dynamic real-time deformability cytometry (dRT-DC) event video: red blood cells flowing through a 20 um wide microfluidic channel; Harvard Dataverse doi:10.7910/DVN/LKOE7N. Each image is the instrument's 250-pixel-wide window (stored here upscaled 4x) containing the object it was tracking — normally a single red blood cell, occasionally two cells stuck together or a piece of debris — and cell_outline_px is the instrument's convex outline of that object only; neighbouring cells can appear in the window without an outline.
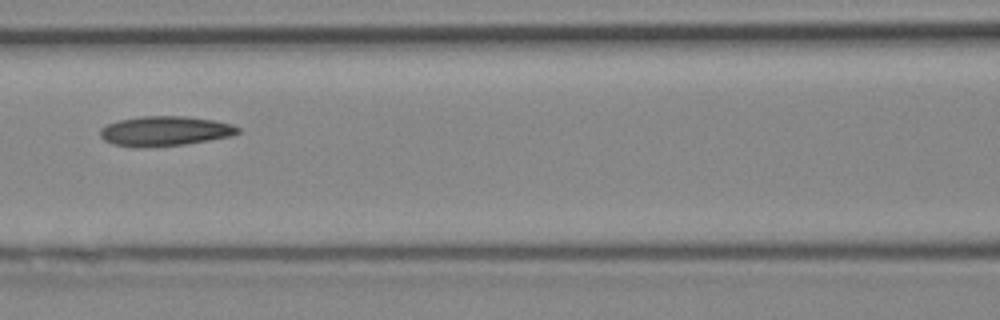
{"species": "Egyptian fruit bat (a non-hibernating species)", "species_latin": "Rousettus aegyptiacus", "temperature_condition": "cold", "stored_images_in_passage": 6, "camera_frame_rate_fps": 3000, "um_per_image_px": 0.085, "animal": {"sex": "female"}, "frame": {"image": 1, "passage_image": 6, "time_ms": 1.667, "image_size_px": [1000, 320], "cell_outline_px": [[240, 132], [232, 136], [184, 144], [140, 148], [136, 148], [112, 144], [104, 140], [100, 136], [100, 128], [108, 124], [120, 120], [144, 116], [184, 116], [216, 120], [232, 124], [240, 128]], "centroid_in_image_um": [14.02, 11.14], "position_along_channel_um": 152.6, "area_um2": 23.99}}